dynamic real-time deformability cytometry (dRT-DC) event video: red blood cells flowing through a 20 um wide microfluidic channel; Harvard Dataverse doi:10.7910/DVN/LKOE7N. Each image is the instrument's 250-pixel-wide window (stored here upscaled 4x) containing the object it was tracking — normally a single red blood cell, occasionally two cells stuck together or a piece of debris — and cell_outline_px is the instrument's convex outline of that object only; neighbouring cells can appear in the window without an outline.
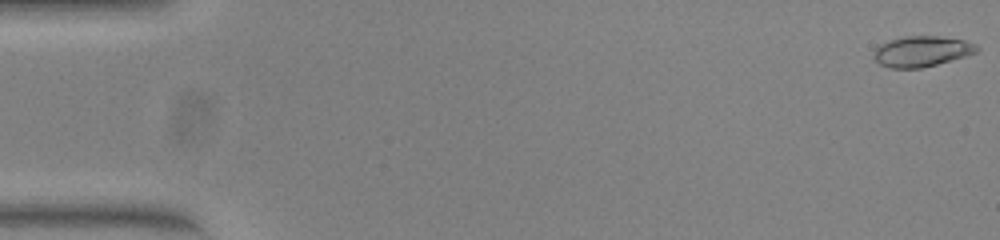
{"species": "common noctule bat (a hibernating species)", "species_latin": "Nyctalus noctula", "temperature_condition": "warm", "stored_images_in_passage": 54, "camera_frame_rate_fps": 3000, "um_per_image_px": 0.085, "animal": {"sex": "female", "body_mass_g": 23.0, "forearm_length_mm": 53.4}, "frame": {"image": 1, "passage_image": 1, "time_ms": 0.0, "image_size_px": [1000, 240], "cell_outline_px": [[980, 48], [976, 52], [964, 56], [936, 64], [920, 68], [888, 68], [880, 64], [872, 56], [876, 48], [880, 44], [904, 36], [940, 36], [964, 40], [976, 44]], "centroid_in_image_um": [78.33, 4.36], "position_along_channel_um": 6.7, "area_um2": 18.21}}
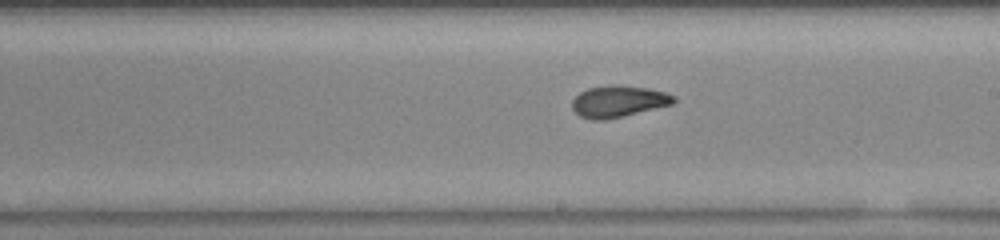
{"frame": {"image": 2, "passage_image": 31, "time_ms": 10.0, "image_size_px": [1000, 240], "cell_outline_px": [[676, 100], [672, 104], [604, 120], [592, 120], [580, 116], [572, 108], [572, 100], [580, 92], [588, 88], [612, 84], [648, 88], [664, 92], [676, 96]], "centroid_in_image_um": [52.54, 8.6], "position_along_channel_um": 236.5, "area_um2": 18.5}}
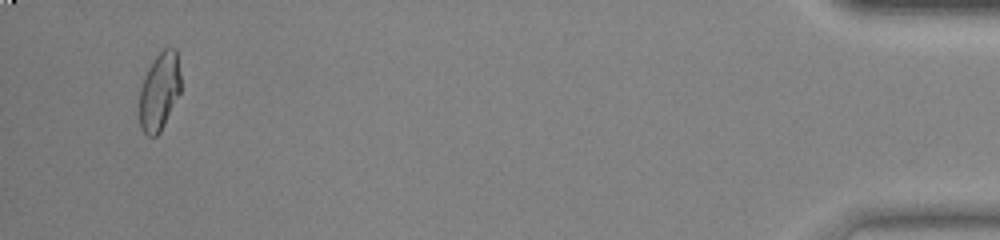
{"frame": {"image": 3, "passage_image": 52, "time_ms": 17.0, "image_size_px": [1000, 240], "cell_outline_px": [[180, 92], [160, 132], [156, 136], [148, 136], [140, 128], [140, 88], [144, 76], [152, 60], [164, 48], [176, 48], [180, 72]], "centroid_in_image_um": [13.54, 7.75], "position_along_channel_um": 421.7, "area_um2": 18.67}, "authors_computed_cell_mechanics": {"area_um2": 18.496, "velocity_mm_per_s": 3.8257, "shape_relaxation_time_tau1_ms": 4.5593, "shape_relaxation_time_tau2_ms": 1.2641, "deformation_change_tau1": 0.1774, "deformation_change_tau2": 0.0704}}